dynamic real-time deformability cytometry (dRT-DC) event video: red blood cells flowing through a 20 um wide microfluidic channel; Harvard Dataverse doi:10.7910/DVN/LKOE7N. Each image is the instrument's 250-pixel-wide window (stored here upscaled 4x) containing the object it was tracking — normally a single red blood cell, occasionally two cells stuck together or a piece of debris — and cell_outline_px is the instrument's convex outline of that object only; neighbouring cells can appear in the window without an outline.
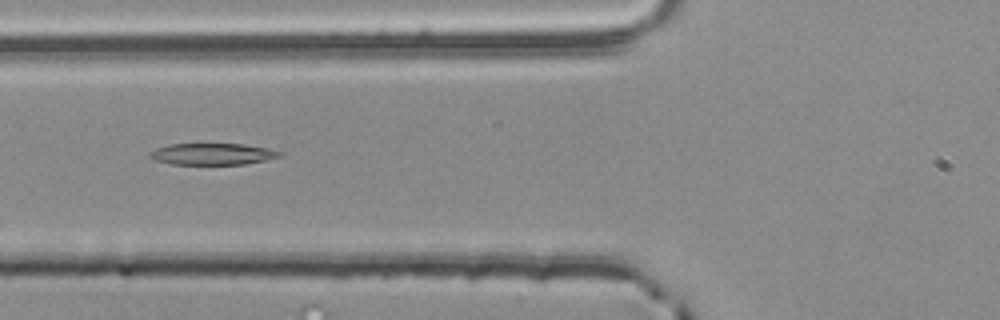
{"species": "common noctule bat (a hibernating species)", "species_latin": "Nyctalus noctula", "temperature_condition": "room temperature", "stored_images_in_passage": 4, "camera_frame_rate_fps": 3000, "um_per_image_px": 0.085, "animal": {"sex": "male", "body_mass_g": 20.4}, "frame": {"image": 1, "passage_image": 3, "time_ms": 0.667, "image_size_px": [1000, 320], "cell_outline_px": [[280, 156], [264, 160], [244, 164], [172, 164], [152, 160], [148, 156], [148, 152], [156, 148], [168, 144], [244, 144], [268, 148], [280, 152]], "centroid_in_image_um": [17.97, 13.09], "position_along_channel_um": 107.8, "area_um2": 16.24}}
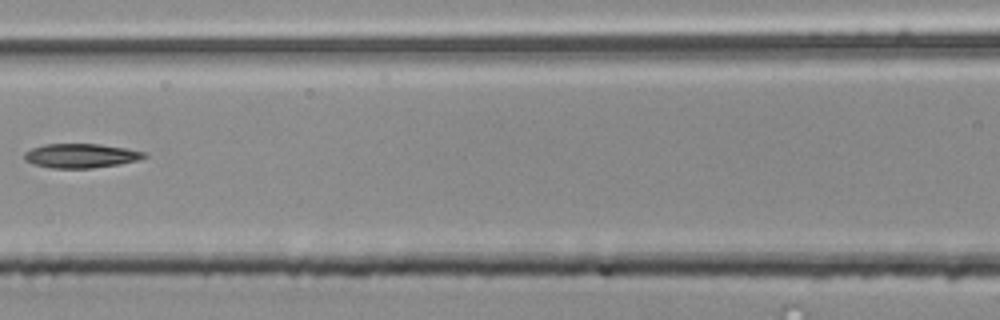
{"frame": {"image": 2, "passage_image": 4, "time_ms": 1.0, "image_size_px": [1000, 320], "cell_outline_px": [[148, 156], [140, 160], [120, 164], [92, 168], [52, 168], [32, 164], [24, 160], [24, 152], [32, 148], [44, 144], [100, 144], [128, 148], [148, 152]], "centroid_in_image_um": [6.92, 13.23], "position_along_channel_um": 159.7, "area_um2": 17.22}}